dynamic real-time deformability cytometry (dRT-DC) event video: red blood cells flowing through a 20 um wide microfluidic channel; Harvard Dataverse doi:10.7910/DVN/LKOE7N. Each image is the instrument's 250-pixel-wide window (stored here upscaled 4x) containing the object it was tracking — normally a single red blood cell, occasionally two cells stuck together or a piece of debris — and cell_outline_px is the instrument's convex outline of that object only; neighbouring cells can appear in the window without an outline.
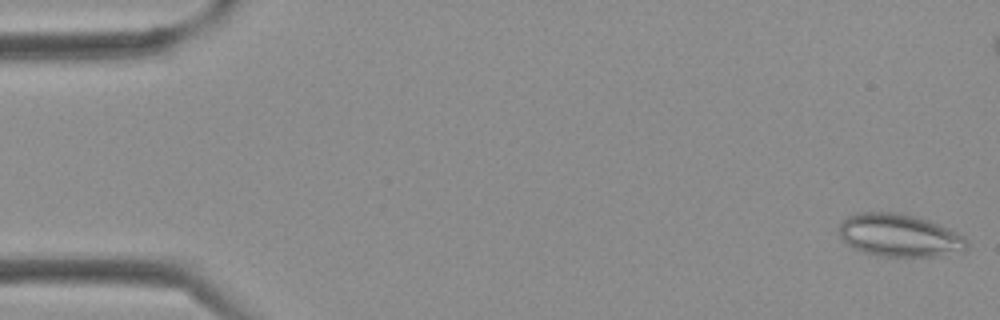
{"species": "Egyptian fruit bat (a non-hibernating species)", "species_latin": "Rousettus aegyptiacus", "temperature_condition": "cold", "stored_images_in_passage": 40, "camera_frame_rate_fps": 3000, "um_per_image_px": 0.085, "frame": {"image": 1, "passage_image": 1, "time_ms": 0.0, "image_size_px": [1000, 320], "cell_outline_px": [[968, 248], [936, 256], [880, 256], [864, 252], [848, 244], [840, 236], [840, 224], [848, 216], [856, 212], [900, 212], [948, 228], [964, 236], [968, 244]], "centroid_in_image_um": [76.42, 20.0], "position_along_channel_um": 8.6, "area_um2": 31.21}}
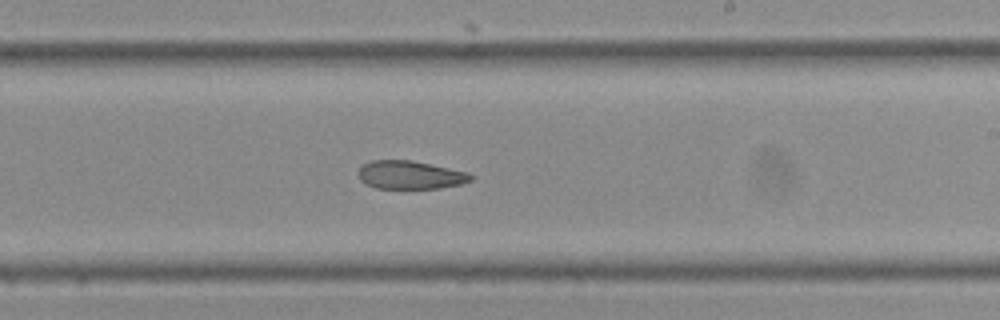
{"frame": {"image": 2, "passage_image": 23, "time_ms": 7.333, "image_size_px": [1000, 320], "cell_outline_px": [[476, 176], [472, 180], [460, 184], [440, 188], [376, 188], [360, 180], [360, 168], [364, 164], [372, 160], [412, 160], [468, 172]], "centroid_in_image_um": [34.92, 14.86], "position_along_channel_um": 254.1, "area_um2": 18.38}}
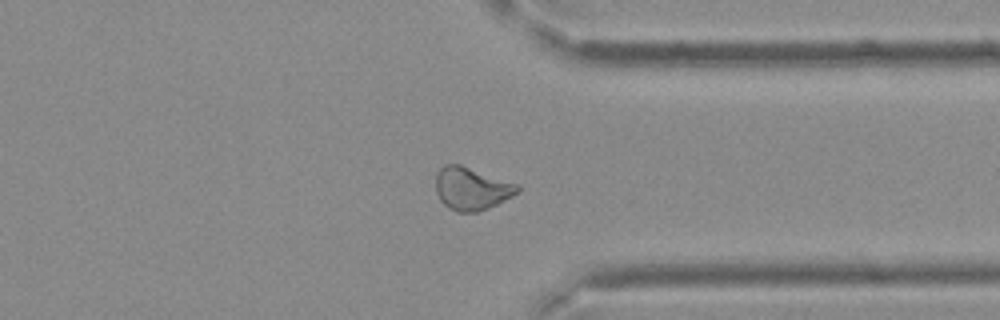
{"frame": {"image": 3, "passage_image": 30, "time_ms": 9.667, "image_size_px": [1000, 320], "cell_outline_px": [[520, 192], [488, 208], [476, 212], [456, 212], [448, 208], [440, 200], [436, 192], [436, 172], [444, 164], [460, 164], [520, 184]], "centroid_in_image_um": [40.09, 16.02], "position_along_channel_um": 371.3, "area_um2": 20.58}}